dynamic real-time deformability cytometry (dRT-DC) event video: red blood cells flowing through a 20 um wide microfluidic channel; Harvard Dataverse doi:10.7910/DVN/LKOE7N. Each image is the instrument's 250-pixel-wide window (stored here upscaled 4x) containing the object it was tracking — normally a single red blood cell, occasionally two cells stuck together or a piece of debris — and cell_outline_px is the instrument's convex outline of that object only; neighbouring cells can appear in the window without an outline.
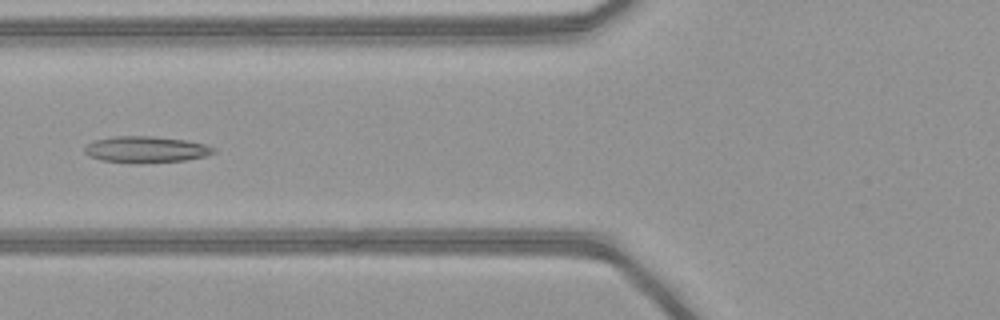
{"species": "common noctule bat (a hibernating species)", "species_latin": "Nyctalus noctula", "temperature_condition": "warm", "stored_images_in_passage": 51, "segment_of_instrument_passage": [1, 2], "camera_frame_rate_fps": 3000, "um_per_image_px": 0.085, "animal": {"sex": "female", "body_mass_g": 21.9}, "frame": {"image": 1, "passage_image": 20, "time_ms": 6.333, "image_size_px": [1000, 320], "cell_outline_px": [[216, 152], [208, 156], [184, 160], [140, 164], [100, 160], [88, 156], [84, 152], [84, 148], [88, 144], [96, 140], [116, 136], [152, 136], [188, 140], [204, 144], [216, 148]], "centroid_in_image_um": [12.44, 12.72], "position_along_channel_um": 113.4, "area_um2": 20.06}}
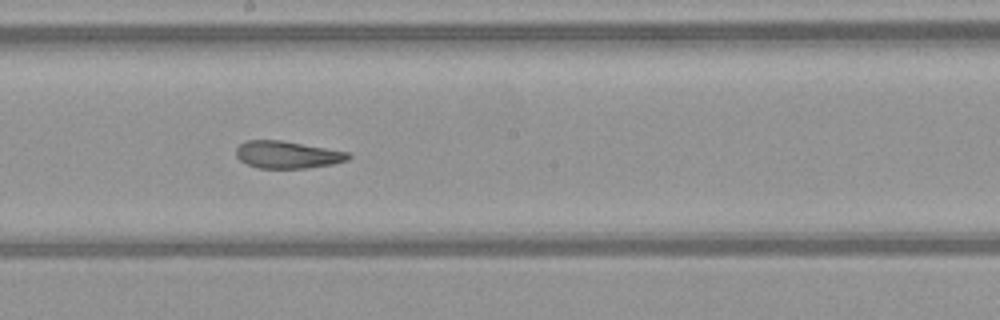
{"frame": {"image": 2, "passage_image": 28, "time_ms": 9.0, "image_size_px": [1000, 320], "cell_outline_px": [[352, 156], [348, 160], [332, 164], [308, 168], [260, 168], [248, 164], [240, 160], [236, 156], [236, 148], [240, 144], [248, 140], [280, 140], [348, 152]], "centroid_in_image_um": [24.43, 13.15], "position_along_channel_um": 223.8, "area_um2": 17.69}}
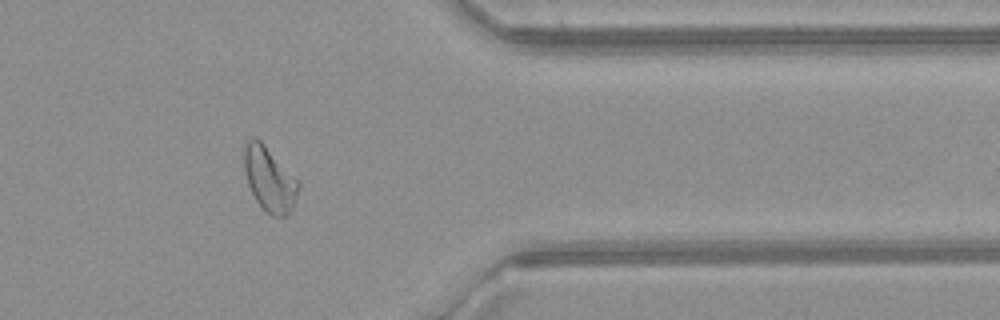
{"frame": {"image": 3, "passage_image": 41, "time_ms": 13.333, "image_size_px": [1000, 320], "cell_outline_px": [[300, 188], [292, 208], [288, 216], [272, 216], [256, 200], [248, 184], [244, 168], [244, 148], [248, 140], [252, 136], [256, 136], [300, 180]], "centroid_in_image_um": [22.93, 15.2], "position_along_channel_um": 388.5, "area_um2": 20.46}}